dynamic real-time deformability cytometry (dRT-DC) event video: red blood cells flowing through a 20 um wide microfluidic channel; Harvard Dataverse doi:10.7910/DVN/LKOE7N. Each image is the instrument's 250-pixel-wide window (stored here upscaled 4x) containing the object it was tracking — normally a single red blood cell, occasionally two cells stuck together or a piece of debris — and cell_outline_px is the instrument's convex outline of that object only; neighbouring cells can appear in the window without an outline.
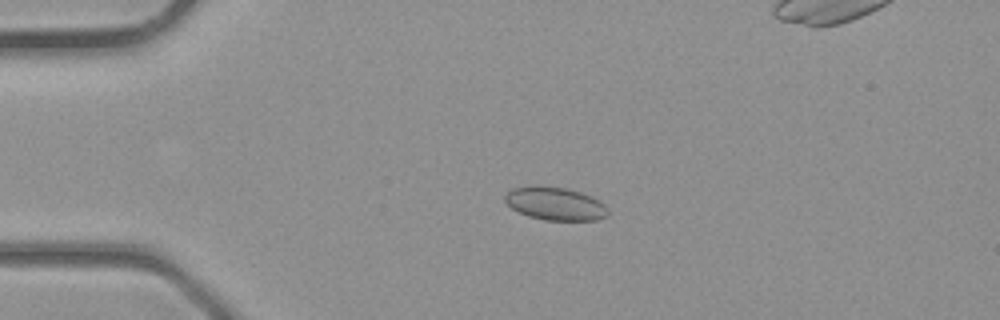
{"species": "common noctule bat (a hibernating species)", "species_latin": "Nyctalus noctula", "temperature_condition": "room temperature", "stored_images_in_passage": 39, "camera_frame_rate_fps": 3000, "um_per_image_px": 0.085, "animal": {"sex": "male", "body_mass_g": 23.1, "forearm_length_mm": 52.7}, "frame": {"image": 1, "passage_image": 9, "time_ms": 2.667, "image_size_px": [1000, 320], "cell_outline_px": [[608, 216], [596, 220], [544, 220], [528, 216], [512, 208], [504, 200], [504, 196], [512, 188], [532, 184], [536, 184], [568, 188], [592, 196], [600, 200], [608, 208]], "centroid_in_image_um": [47.19, 17.28], "position_along_channel_um": 37.8, "area_um2": 20.23}}
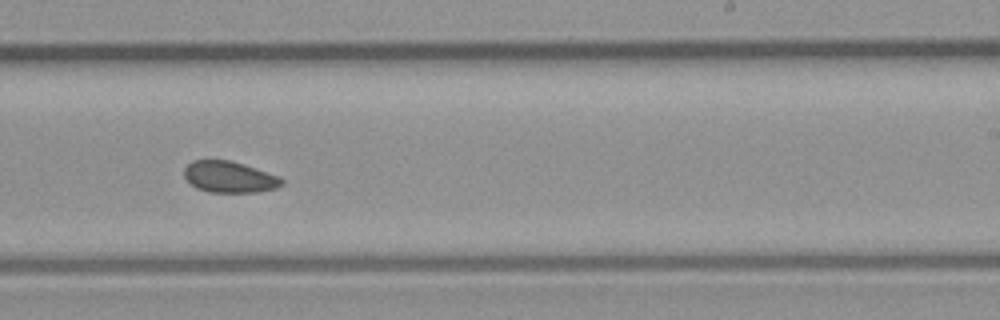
{"frame": {"image": 2, "passage_image": 24, "time_ms": 7.667, "image_size_px": [1000, 320], "cell_outline_px": [[284, 184], [276, 188], [260, 192], [208, 192], [196, 188], [184, 176], [184, 168], [192, 160], [228, 160], [244, 164], [280, 176], [284, 180]], "centroid_in_image_um": [19.53, 15.04], "position_along_channel_um": 269.5, "area_um2": 17.92}}
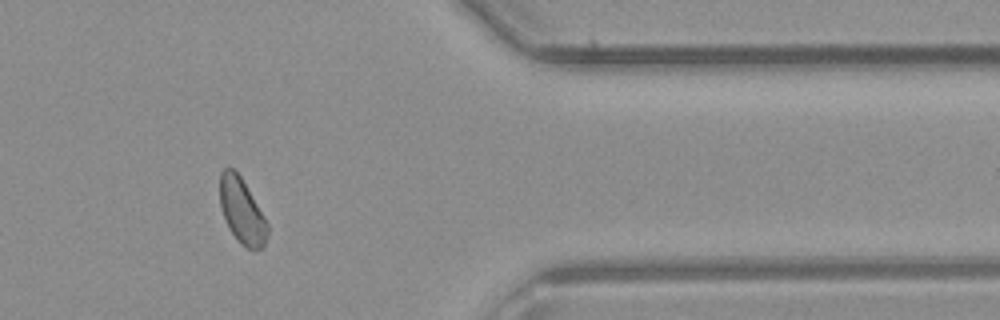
{"frame": {"image": 3, "passage_image": 32, "time_ms": 10.333, "image_size_px": [1000, 320], "cell_outline_px": [[268, 232], [264, 248], [248, 248], [228, 228], [220, 204], [220, 172], [224, 168], [232, 168], [240, 176], [264, 216], [268, 224]], "centroid_in_image_um": [20.56, 17.91], "position_along_channel_um": 390.8, "area_um2": 17.57}}